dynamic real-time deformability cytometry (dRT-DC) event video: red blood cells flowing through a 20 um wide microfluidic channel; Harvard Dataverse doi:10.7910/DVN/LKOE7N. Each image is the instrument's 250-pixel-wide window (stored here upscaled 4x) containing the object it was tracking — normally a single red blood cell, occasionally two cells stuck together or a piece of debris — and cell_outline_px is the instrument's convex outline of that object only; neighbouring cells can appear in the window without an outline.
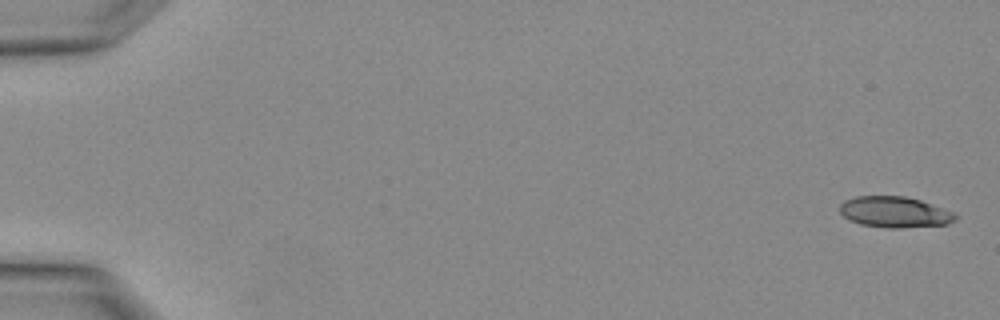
{"species": "Egyptian fruit bat (a non-hibernating species)", "species_latin": "Rousettus aegyptiacus", "temperature_condition": "warm", "stored_images_in_passage": 3, "camera_frame_rate_fps": 3000, "um_per_image_px": 0.085, "animal": {"sex": "female"}, "frame": {"image": 1, "passage_image": 1, "time_ms": 0.0, "image_size_px": [1000, 320], "cell_outline_px": [[960, 216], [956, 220], [948, 224], [900, 228], [888, 228], [860, 224], [844, 216], [840, 212], [840, 204], [844, 200], [856, 196], [904, 196], [920, 200], [956, 212]], "centroid_in_image_um": [76.1, 18.02], "position_along_channel_um": 8.9, "area_um2": 20.98}}
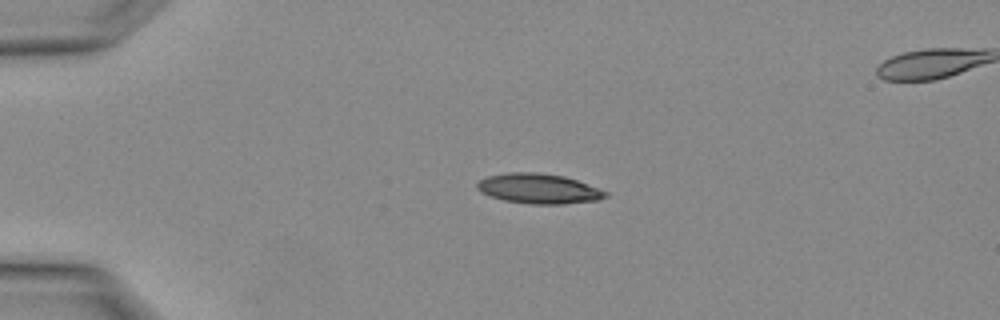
{"frame": {"image": 2, "passage_image": 2, "time_ms": 0.333, "image_size_px": [1000, 320], "cell_outline_px": [[608, 196], [600, 200], [564, 204], [532, 204], [504, 200], [480, 192], [476, 188], [476, 184], [480, 180], [488, 176], [508, 172], [540, 172], [564, 176], [576, 180], [608, 192]], "centroid_in_image_um": [45.8, 16.03], "position_along_channel_um": 39.2, "area_um2": 22.43}}